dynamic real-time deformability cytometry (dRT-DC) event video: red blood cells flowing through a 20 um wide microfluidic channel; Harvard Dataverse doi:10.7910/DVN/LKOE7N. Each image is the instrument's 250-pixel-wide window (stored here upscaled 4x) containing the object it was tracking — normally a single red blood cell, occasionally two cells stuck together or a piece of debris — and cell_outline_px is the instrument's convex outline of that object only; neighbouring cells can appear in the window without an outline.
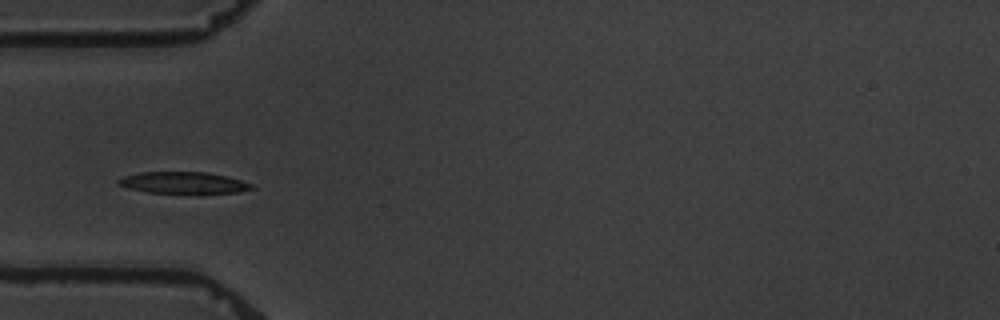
{"species": "common noctule bat (a hibernating species)", "species_latin": "Nyctalus noctula", "temperature_condition": "warm", "stored_images_in_passage": 7, "camera_frame_rate_fps": 3000, "um_per_image_px": 0.085, "animal": {"sex": "male", "body_mass_g": 19.5, "forearm_length_mm": 54.6}, "frame": {"image": 1, "passage_image": 7, "time_ms": 6.667, "image_size_px": [1000, 320], "cell_outline_px": [[256, 188], [240, 192], [200, 196], [196, 196], [148, 192], [128, 188], [116, 184], [116, 180], [124, 176], [140, 172], [208, 172], [240, 180], [252, 184]], "centroid_in_image_um": [15.63, 15.59], "position_along_channel_um": 69.4, "area_um2": 17.8}}